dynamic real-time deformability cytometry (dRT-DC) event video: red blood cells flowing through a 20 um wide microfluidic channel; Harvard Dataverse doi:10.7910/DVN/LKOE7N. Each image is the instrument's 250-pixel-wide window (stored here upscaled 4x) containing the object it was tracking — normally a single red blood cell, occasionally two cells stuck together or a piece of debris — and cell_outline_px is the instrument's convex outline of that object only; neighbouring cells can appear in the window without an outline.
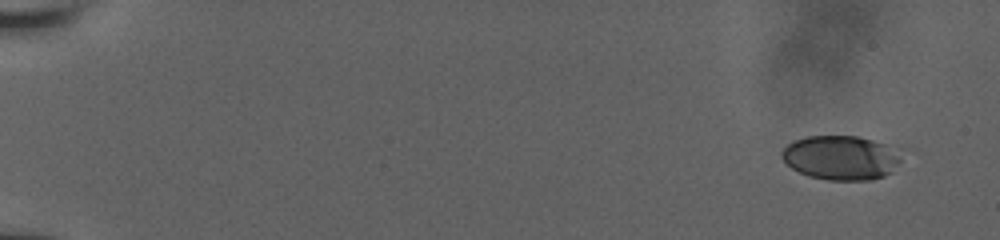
{"species": "human", "species_latin": "Homo sapiens", "temperature_condition": "room temperature", "stored_images_in_passage": 14, "camera_frame_rate_fps": 3000, "um_per_image_px": 0.085, "donor": {"sex": "male"}, "frame": {"image": 1, "passage_image": 1, "time_ms": 0.0, "image_size_px": [1000, 240], "cell_outline_px": [[900, 160], [892, 172], [884, 176], [872, 180], [828, 180], [808, 176], [792, 168], [780, 156], [780, 152], [788, 144], [804, 136], [856, 136], [872, 140], [884, 144]], "centroid_in_image_um": [71.39, 13.42], "position_along_channel_um": 13.6, "area_um2": 30.29}}
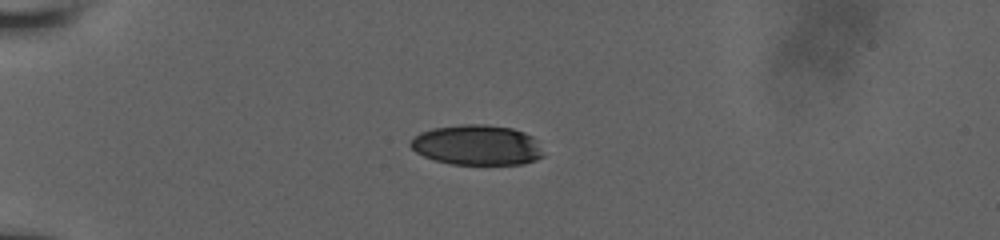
{"frame": {"image": 2, "passage_image": 8, "time_ms": 4.333, "image_size_px": [1000, 240], "cell_outline_px": [[544, 156], [536, 160], [524, 164], [452, 164], [436, 160], [424, 156], [416, 152], [408, 144], [420, 132], [432, 128], [464, 124], [484, 124], [512, 128], [524, 132], [532, 136]], "centroid_in_image_um": [40.53, 12.33], "position_along_channel_um": 44.5, "area_um2": 30.92}}
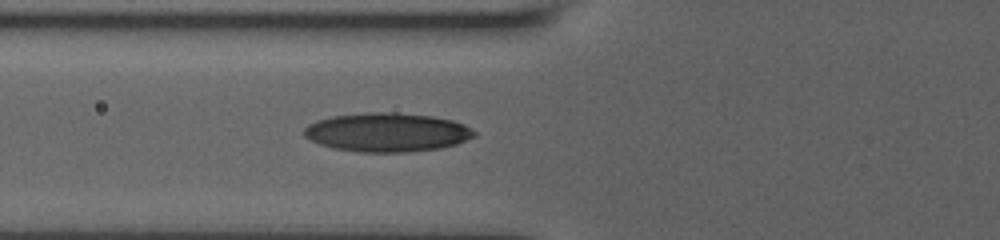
{"frame": {"image": 3, "passage_image": 14, "time_ms": 6.667, "image_size_px": [1000, 240], "cell_outline_px": [[476, 136], [456, 144], [440, 148], [408, 152], [360, 152], [332, 148], [320, 144], [304, 136], [304, 128], [308, 124], [316, 120], [332, 116], [364, 112], [392, 112], [432, 116], [452, 120], [464, 124], [472, 128], [476, 132]], "centroid_in_image_um": [32.91, 11.24], "position_along_channel_um": 92.9, "area_um2": 38.73}}